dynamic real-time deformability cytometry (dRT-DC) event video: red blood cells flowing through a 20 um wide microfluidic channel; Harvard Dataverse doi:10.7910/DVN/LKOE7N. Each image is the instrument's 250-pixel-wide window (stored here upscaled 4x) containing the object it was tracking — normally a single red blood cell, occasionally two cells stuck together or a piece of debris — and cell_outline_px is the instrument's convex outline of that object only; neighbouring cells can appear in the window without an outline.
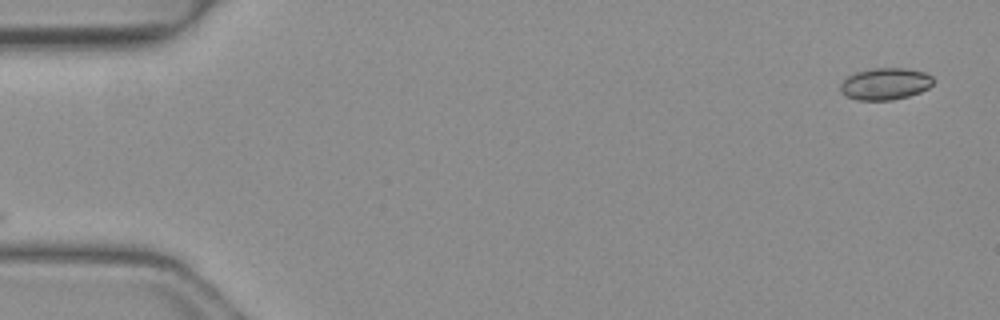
{"species": "common noctule bat (a hibernating species)", "species_latin": "Nyctalus noctula", "temperature_condition": "warm", "stored_images_in_passage": 11, "camera_frame_rate_fps": 3000, "um_per_image_px": 0.085, "animal": {"sex": "female", "body_mass_g": 19.3, "forearm_length_mm": 54.1}, "frame": {"image": 1, "passage_image": 1, "time_ms": 0.0, "image_size_px": [1000, 320], "cell_outline_px": [[932, 84], [928, 88], [920, 92], [908, 96], [892, 100], [856, 100], [844, 96], [840, 92], [840, 84], [848, 76], [856, 72], [872, 68], [904, 68], [924, 72], [932, 76]], "centroid_in_image_um": [75.21, 7.13], "position_along_channel_um": 9.8, "area_um2": 17.28}}